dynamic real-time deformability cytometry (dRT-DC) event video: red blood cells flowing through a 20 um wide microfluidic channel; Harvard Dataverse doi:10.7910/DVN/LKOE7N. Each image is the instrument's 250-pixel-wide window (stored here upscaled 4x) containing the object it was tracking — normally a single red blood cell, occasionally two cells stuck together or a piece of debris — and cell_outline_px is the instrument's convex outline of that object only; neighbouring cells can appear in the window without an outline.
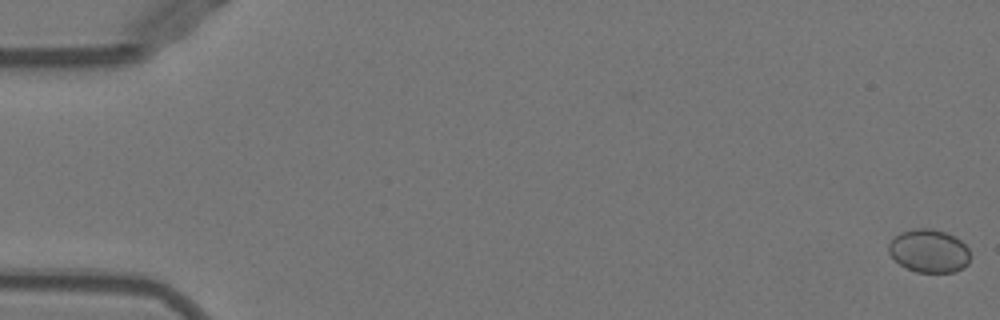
{"species": "Egyptian fruit bat (a non-hibernating species)", "species_latin": "Rousettus aegyptiacus", "temperature_condition": "warm", "stored_images_in_passage": 52, "camera_frame_rate_fps": 3000, "um_per_image_px": 0.085, "animal": {"sex": "female"}, "frame": {"image": 1, "passage_image": 1, "time_ms": 0.0, "image_size_px": [1000, 320], "cell_outline_px": [[968, 264], [964, 268], [956, 272], [916, 272], [900, 264], [888, 252], [888, 244], [900, 232], [912, 228], [932, 228], [944, 232], [960, 240], [968, 248]], "centroid_in_image_um": [78.95, 21.33], "position_along_channel_um": 6.0, "area_um2": 20.4}}
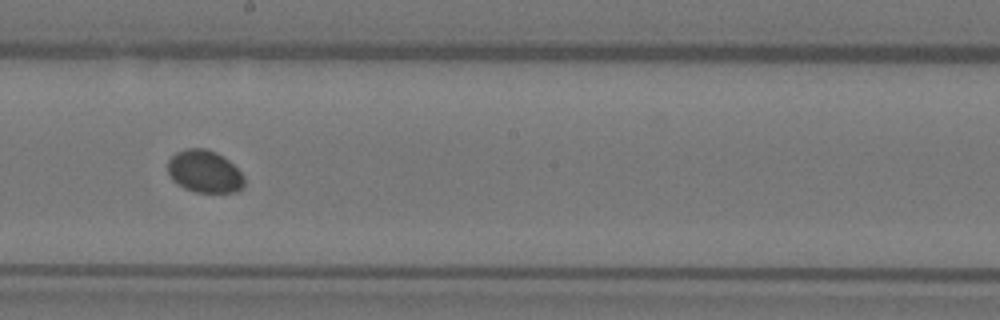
{"frame": {"image": 2, "passage_image": 30, "time_ms": 9.667, "image_size_px": [1000, 320], "cell_outline_px": [[244, 184], [236, 192], [196, 192], [184, 188], [176, 184], [172, 180], [168, 172], [168, 160], [176, 152], [184, 148], [204, 148], [216, 152], [228, 160], [244, 176]], "centroid_in_image_um": [17.35, 14.57], "position_along_channel_um": 230.8, "area_um2": 18.9}}
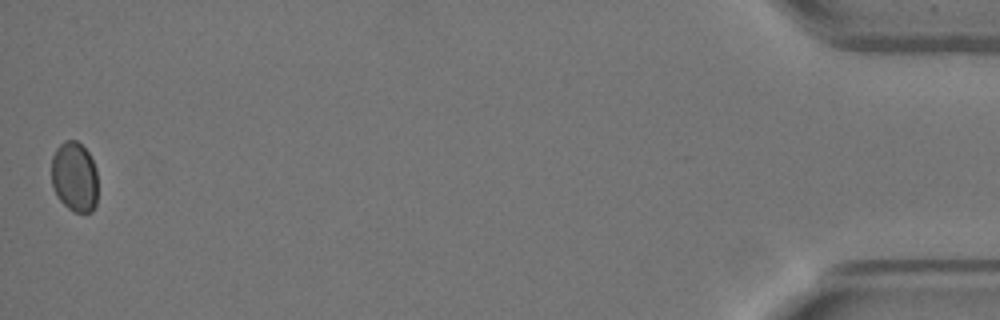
{"frame": {"image": 3, "passage_image": 52, "time_ms": 17.0, "image_size_px": [1000, 320], "cell_outline_px": [[96, 204], [92, 212], [72, 212], [56, 196], [52, 184], [52, 156], [56, 148], [64, 140], [76, 140], [88, 152], [96, 168]], "centroid_in_image_um": [6.32, 15.03], "position_along_channel_um": 428.9, "area_um2": 18.96}}